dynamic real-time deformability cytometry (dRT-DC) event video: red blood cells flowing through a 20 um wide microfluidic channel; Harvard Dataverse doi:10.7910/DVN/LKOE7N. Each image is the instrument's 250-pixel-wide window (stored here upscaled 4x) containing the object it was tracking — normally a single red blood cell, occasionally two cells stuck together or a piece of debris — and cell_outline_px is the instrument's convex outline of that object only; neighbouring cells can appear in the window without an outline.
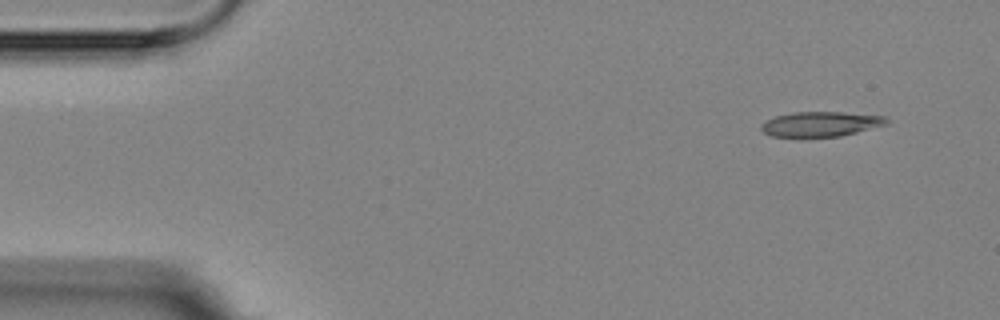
{"species": "Egyptian fruit bat (a non-hibernating species)", "species_latin": "Rousettus aegyptiacus", "temperature_condition": "room temperature", "stored_images_in_passage": 4, "camera_frame_rate_fps": 3000, "um_per_image_px": 0.085, "animal": {"sex": "female"}, "frame": {"image": 1, "passage_image": 1, "time_ms": 0.0, "image_size_px": [1000, 320], "cell_outline_px": [[888, 124], [840, 136], [800, 140], [772, 136], [764, 132], [760, 128], [760, 124], [776, 116], [792, 112], [840, 112], [888, 116]], "centroid_in_image_um": [69.71, 10.59], "position_along_channel_um": 15.3, "area_um2": 18.96}}
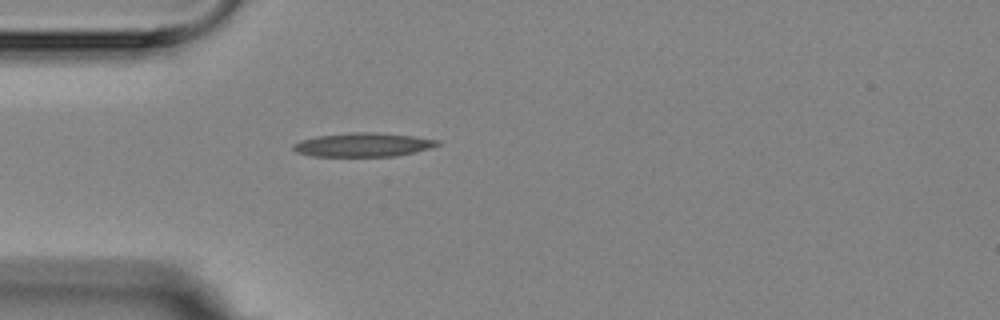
{"frame": {"image": 2, "passage_image": 4, "time_ms": 3.667, "image_size_px": [1000, 320], "cell_outline_px": [[440, 144], [416, 152], [396, 156], [312, 156], [296, 152], [292, 148], [292, 144], [300, 140], [316, 136], [348, 132], [376, 132], [416, 136], [440, 140]], "centroid_in_image_um": [30.85, 12.29], "position_along_channel_um": 54.1, "area_um2": 20.23}}